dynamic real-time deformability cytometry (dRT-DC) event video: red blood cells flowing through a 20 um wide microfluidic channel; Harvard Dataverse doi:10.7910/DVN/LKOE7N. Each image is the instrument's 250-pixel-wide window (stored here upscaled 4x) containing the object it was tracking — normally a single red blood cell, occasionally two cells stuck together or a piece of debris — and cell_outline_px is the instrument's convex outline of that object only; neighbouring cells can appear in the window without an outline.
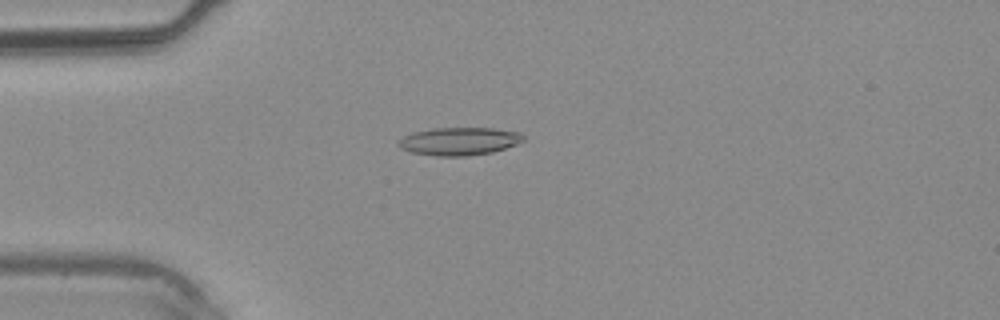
{"species": "common noctule bat (a hibernating species)", "species_latin": "Nyctalus noctula", "temperature_condition": "warm", "stored_images_in_passage": 29, "camera_frame_rate_fps": 3000, "um_per_image_px": 0.085, "animal": {"sex": "male", "body_mass_g": 20.4}, "frame": {"image": 1, "passage_image": 1, "time_ms": 0.0, "image_size_px": [1000, 320], "cell_outline_px": [[524, 140], [516, 144], [492, 152], [468, 156], [436, 156], [412, 152], [400, 148], [396, 144], [396, 140], [412, 132], [432, 128], [492, 128], [520, 132], [524, 136]], "centroid_in_image_um": [38.99, 12.0], "position_along_channel_um": 46.0, "area_um2": 20.4}}
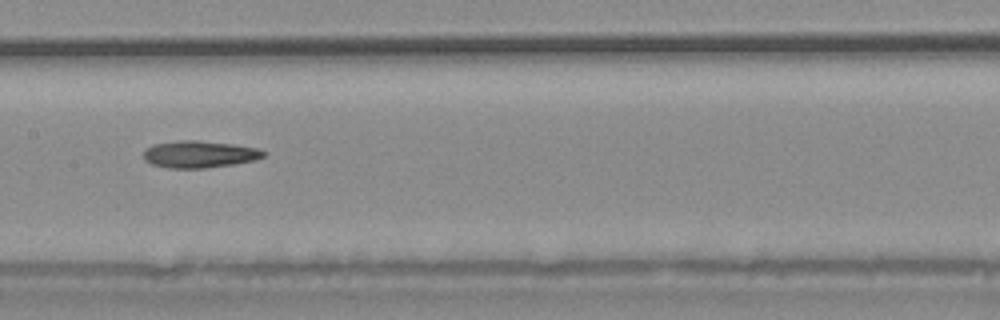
{"frame": {"image": 2, "passage_image": 10, "time_ms": 3.0, "image_size_px": [1000, 320], "cell_outline_px": [[268, 152], [264, 156], [256, 160], [232, 164], [204, 168], [168, 168], [152, 164], [144, 160], [144, 148], [152, 144], [180, 140], [196, 140], [232, 144], [256, 148]], "centroid_in_image_um": [16.92, 13.11], "position_along_channel_um": 190.5, "area_um2": 18.9}}
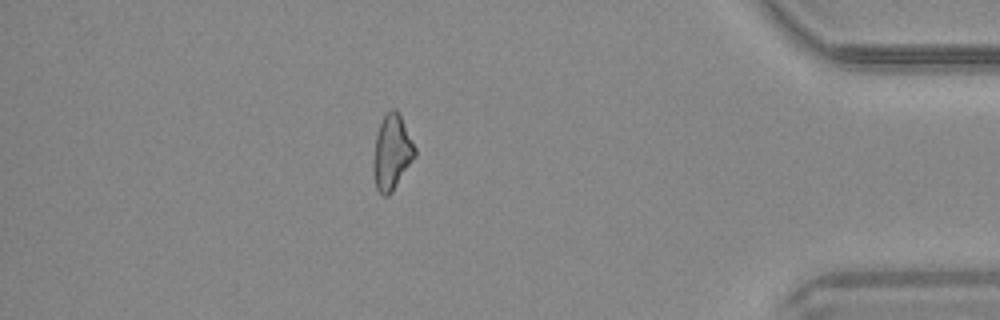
{"frame": {"image": 3, "passage_image": 24, "time_ms": 7.667, "image_size_px": [1000, 320], "cell_outline_px": [[416, 156], [392, 192], [388, 196], [384, 196], [376, 188], [372, 168], [372, 160], [376, 136], [380, 124], [384, 116], [392, 108], [396, 108], [416, 148]], "centroid_in_image_um": [33.3, 12.98], "position_along_channel_um": 401.9, "area_um2": 18.09}}